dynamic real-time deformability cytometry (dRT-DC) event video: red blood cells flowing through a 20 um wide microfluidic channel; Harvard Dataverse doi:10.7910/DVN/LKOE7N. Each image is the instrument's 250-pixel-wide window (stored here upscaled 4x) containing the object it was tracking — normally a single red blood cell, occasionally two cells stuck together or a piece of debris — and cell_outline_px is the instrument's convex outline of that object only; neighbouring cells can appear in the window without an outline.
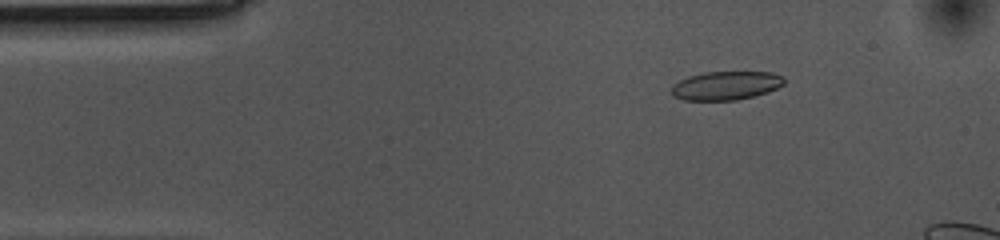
{"species": "common noctule bat (a hibernating species)", "species_latin": "Nyctalus noctula", "temperature_condition": "cold", "stored_images_in_passage": 15, "camera_frame_rate_fps": 3000, "um_per_image_px": 0.085, "animal": {"sex": "female", "body_mass_g": 10.0, "forearm_length_mm": 53.1}, "frame": {"image": 1, "passage_image": 7, "time_ms": 2.0, "image_size_px": [1000, 240], "cell_outline_px": [[784, 84], [768, 92], [736, 100], [684, 100], [672, 96], [672, 84], [688, 76], [704, 72], [772, 72], [784, 76]], "centroid_in_image_um": [61.69, 7.27], "position_along_channel_um": 23.3, "area_um2": 18.84}}